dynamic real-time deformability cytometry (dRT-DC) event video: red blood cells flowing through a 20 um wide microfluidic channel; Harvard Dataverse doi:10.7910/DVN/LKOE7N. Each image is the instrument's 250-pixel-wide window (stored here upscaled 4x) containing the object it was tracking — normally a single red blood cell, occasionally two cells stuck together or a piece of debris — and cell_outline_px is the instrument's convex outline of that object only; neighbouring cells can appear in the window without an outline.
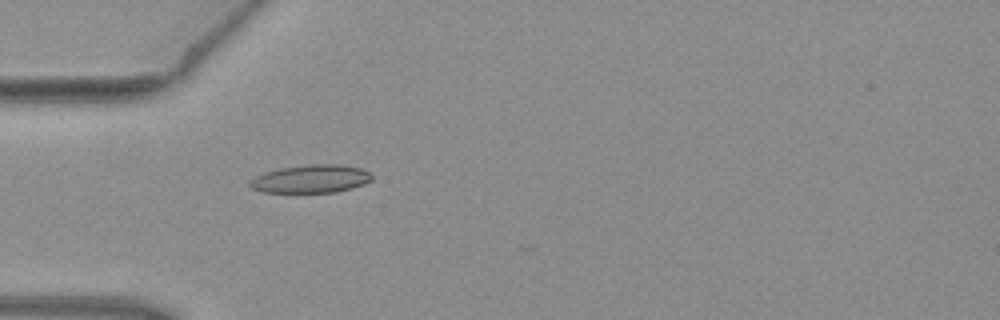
{"species": "common noctule bat (a hibernating species)", "species_latin": "Nyctalus noctula", "temperature_condition": "warm", "stored_images_in_passage": 4, "camera_frame_rate_fps": 3000, "um_per_image_px": 0.085, "animal": {"sex": "female", "body_mass_g": 19.3, "forearm_length_mm": 54.1}, "frame": {"image": 1, "passage_image": 4, "time_ms": 1.0, "image_size_px": [1000, 320], "cell_outline_px": [[372, 180], [364, 184], [352, 188], [336, 192], [264, 192], [252, 188], [248, 184], [256, 176], [264, 172], [280, 168], [308, 164], [344, 164], [360, 168], [368, 172], [372, 176]], "centroid_in_image_um": [26.45, 15.19], "position_along_channel_um": 58.5, "area_um2": 19.94}}